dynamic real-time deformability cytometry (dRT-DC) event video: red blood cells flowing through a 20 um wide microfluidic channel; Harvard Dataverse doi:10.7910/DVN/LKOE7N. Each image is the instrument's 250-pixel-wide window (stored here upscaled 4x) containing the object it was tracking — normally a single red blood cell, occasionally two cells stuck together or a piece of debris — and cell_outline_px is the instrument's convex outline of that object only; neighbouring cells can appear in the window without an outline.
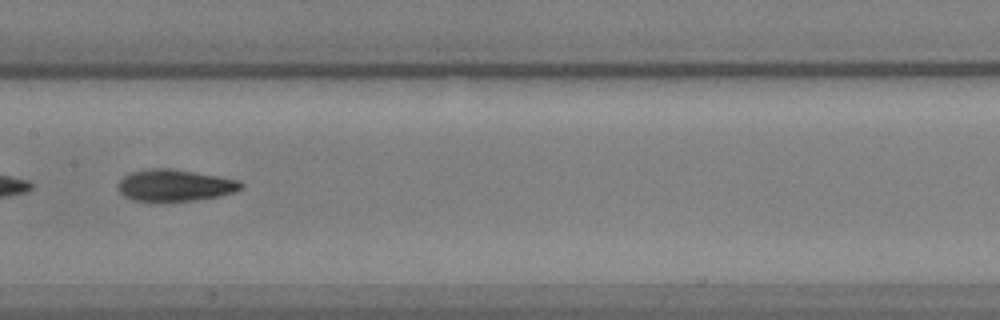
{"species": "common noctule bat (a hibernating species)", "species_latin": "Nyctalus noctula", "temperature_condition": "warm", "stored_images_in_passage": 36, "camera_frame_rate_fps": 3000, "um_per_image_px": 0.085, "animal": {"sex": "male", "body_mass_g": 17.9, "forearm_length_mm": 54.2}, "frame": {"image": 1, "passage_image": 26, "time_ms": 8.333, "image_size_px": [1000, 320], "cell_outline_px": [[244, 188], [236, 192], [220, 196], [196, 200], [164, 204], [156, 204], [132, 200], [124, 196], [120, 192], [120, 180], [124, 176], [132, 172], [152, 168], [172, 168], [220, 176], [240, 180], [244, 184]], "centroid_in_image_um": [14.91, 15.8], "position_along_channel_um": 192.5, "area_um2": 23.64}}